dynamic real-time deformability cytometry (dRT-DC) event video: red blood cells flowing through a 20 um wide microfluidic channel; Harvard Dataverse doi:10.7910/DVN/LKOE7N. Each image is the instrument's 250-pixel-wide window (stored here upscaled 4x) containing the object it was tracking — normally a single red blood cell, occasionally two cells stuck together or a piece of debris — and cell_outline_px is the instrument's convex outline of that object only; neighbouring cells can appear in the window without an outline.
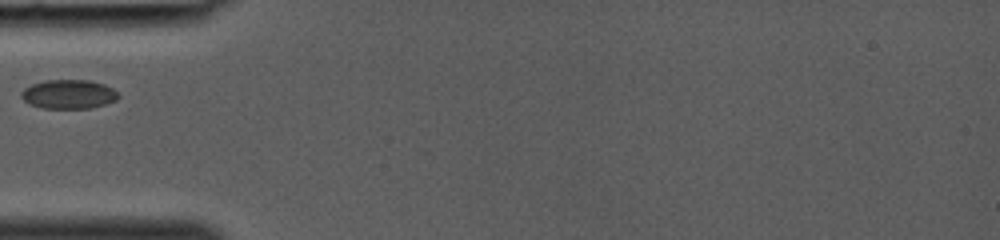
{"species": "common noctule bat (a hibernating species)", "species_latin": "Nyctalus noctula", "temperature_condition": "room temperature", "stored_images_in_passage": 22, "camera_frame_rate_fps": 3000, "um_per_image_px": 0.085, "animal": {"sex": "female", "body_mass_g": 19.0, "forearm_length_mm": 53.3}, "frame": {"image": 1, "passage_image": 1, "time_ms": 0.0, "image_size_px": [1000, 240], "cell_outline_px": [[120, 96], [116, 100], [92, 108], [44, 108], [28, 104], [20, 96], [20, 92], [24, 88], [32, 84], [44, 80], [88, 80], [104, 84], [112, 88]], "centroid_in_image_um": [5.81, 8.0], "position_along_channel_um": 79.2, "area_um2": 16.47}}
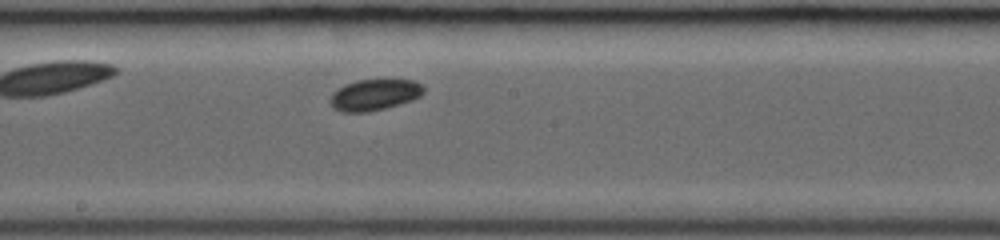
{"frame": {"image": 2, "passage_image": 9, "time_ms": 2.667, "image_size_px": [1000, 240], "cell_outline_px": [[424, 92], [420, 96], [412, 100], [400, 104], [368, 112], [340, 112], [332, 108], [332, 92], [344, 84], [356, 80], [412, 80], [424, 84]], "centroid_in_image_um": [31.84, 8.05], "position_along_channel_um": 216.4, "area_um2": 16.99}}
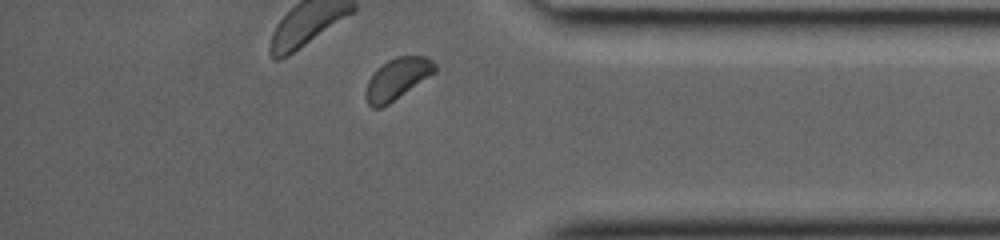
{"frame": {"image": 3, "passage_image": 20, "time_ms": 6.333, "image_size_px": [1000, 240], "cell_outline_px": [[436, 72], [388, 104], [380, 108], [372, 108], [368, 104], [364, 96], [364, 92], [368, 80], [376, 68], [388, 60], [396, 56], [424, 56], [432, 60], [436, 64]], "centroid_in_image_um": [33.73, 6.69], "position_along_channel_um": 401.5, "area_um2": 16.7}}